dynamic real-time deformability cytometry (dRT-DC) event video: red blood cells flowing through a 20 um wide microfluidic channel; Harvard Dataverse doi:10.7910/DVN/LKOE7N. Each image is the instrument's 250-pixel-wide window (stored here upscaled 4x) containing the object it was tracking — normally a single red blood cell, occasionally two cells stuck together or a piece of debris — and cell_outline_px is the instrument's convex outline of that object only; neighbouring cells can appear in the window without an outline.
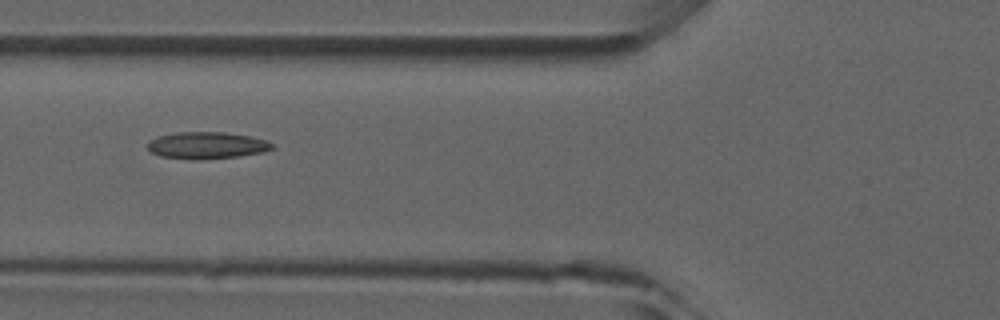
{"species": "common noctule bat (a hibernating species)", "species_latin": "Nyctalus noctula", "temperature_condition": "room temperature", "stored_images_in_passage": 5, "camera_frame_rate_fps": 3000, "um_per_image_px": 0.085, "animal": {"sex": "male", "forearm_length_mm": 52.5}, "frame": {"image": 1, "passage_image": 5, "time_ms": 4.333, "image_size_px": [1000, 320], "cell_outline_px": [[276, 148], [264, 152], [240, 156], [200, 160], [192, 160], [160, 156], [152, 152], [148, 148], [148, 140], [156, 136], [176, 132], [224, 132], [252, 136], [264, 140], [272, 144]], "centroid_in_image_um": [17.57, 12.36], "position_along_channel_um": 108.2, "area_um2": 19.77}}